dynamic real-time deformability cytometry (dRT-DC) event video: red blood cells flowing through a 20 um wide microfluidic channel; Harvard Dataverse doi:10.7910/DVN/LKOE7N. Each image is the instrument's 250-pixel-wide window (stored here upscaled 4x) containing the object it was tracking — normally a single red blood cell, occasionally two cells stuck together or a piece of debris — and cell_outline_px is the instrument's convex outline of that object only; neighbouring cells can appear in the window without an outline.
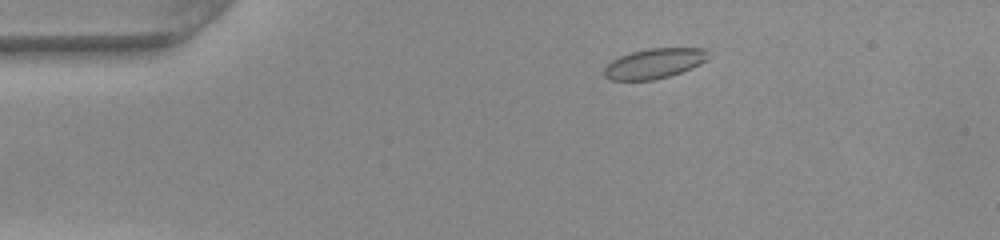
{"species": "common noctule bat (a hibernating species)", "species_latin": "Nyctalus noctula", "temperature_condition": "warm", "stored_images_in_passage": 47, "camera_frame_rate_fps": 3000, "um_per_image_px": 0.085, "animal": {"sex": "female", "body_mass_g": 22.0, "forearm_length_mm": 56.7}, "frame": {"image": 1, "passage_image": 6, "time_ms": 1.667, "image_size_px": [1000, 240], "cell_outline_px": [[708, 60], [692, 68], [668, 76], [652, 80], [608, 80], [604, 76], [604, 68], [612, 60], [620, 56], [632, 52], [648, 48], [704, 48]], "centroid_in_image_um": [55.58, 5.4], "position_along_channel_um": 29.4, "area_um2": 18.09}}
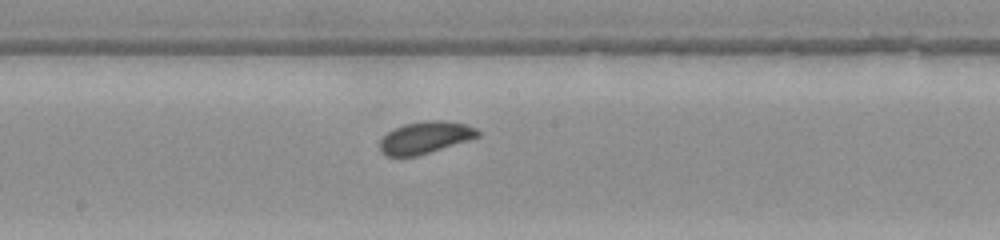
{"frame": {"image": 2, "passage_image": 24, "time_ms": 7.667, "image_size_px": [1000, 240], "cell_outline_px": [[480, 136], [468, 140], [416, 156], [384, 156], [380, 152], [380, 136], [392, 128], [404, 124], [428, 120], [440, 120], [468, 124], [476, 128], [480, 132]], "centroid_in_image_um": [36.09, 11.68], "position_along_channel_um": 212.1, "area_um2": 18.44}}
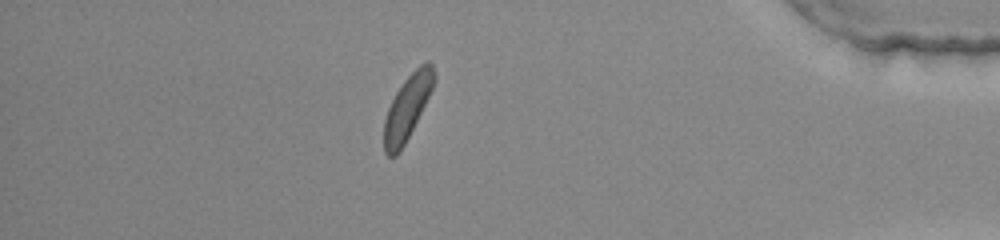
{"frame": {"image": 3, "passage_image": 41, "time_ms": 13.333, "image_size_px": [1000, 240], "cell_outline_px": [[436, 80], [400, 152], [396, 156], [388, 156], [384, 152], [384, 120], [388, 108], [396, 92], [404, 80], [420, 64], [428, 60], [432, 64], [436, 76]], "centroid_in_image_um": [34.61, 9.11], "position_along_channel_um": 400.6, "area_um2": 18.32}, "authors_computed_cell_mechanics": {"area_um2": 18.3226, "velocity_mm_per_s": 4.0263, "shape_relaxation_time_tau1_ms": 3.5399, "shape_relaxation_time_tau2_ms": null, "deformation_change_tau1": 0.1151, "deformation_change_tau2": null}}